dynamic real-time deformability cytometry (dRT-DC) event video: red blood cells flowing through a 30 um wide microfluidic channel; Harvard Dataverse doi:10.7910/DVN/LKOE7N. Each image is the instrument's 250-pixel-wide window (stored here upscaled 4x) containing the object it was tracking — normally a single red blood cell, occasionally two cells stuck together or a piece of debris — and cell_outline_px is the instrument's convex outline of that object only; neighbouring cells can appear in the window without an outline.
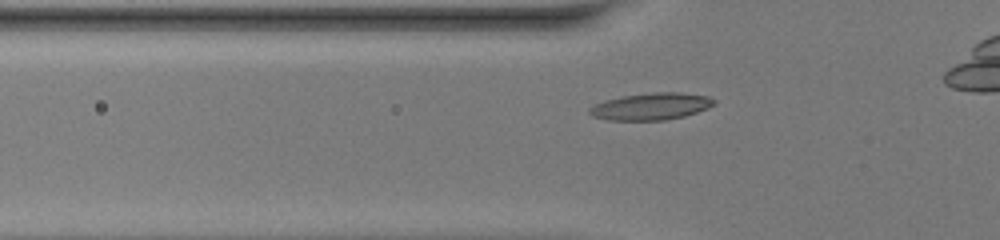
{"species": "common noctule bat (a hibernating species)", "species_latin": "Nyctalus noctula", "temperature_condition": "warm", "stored_images_in_passage": 36, "camera_frame_rate_fps": 3000, "um_per_image_px": 0.085, "animal": {"sex": "female", "body_mass_g": 20.0, "forearm_length_mm": 54.0}, "frame": {"image": 1, "passage_image": 12, "time_ms": 3.667, "image_size_px": [1000, 240], "cell_outline_px": [[716, 104], [708, 108], [684, 116], [664, 120], [608, 120], [592, 116], [588, 112], [588, 108], [604, 100], [620, 96], [652, 92], [680, 92], [708, 96], [716, 100]], "centroid_in_image_um": [55.34, 9.03], "position_along_channel_um": 70.5, "area_um2": 19.71}}
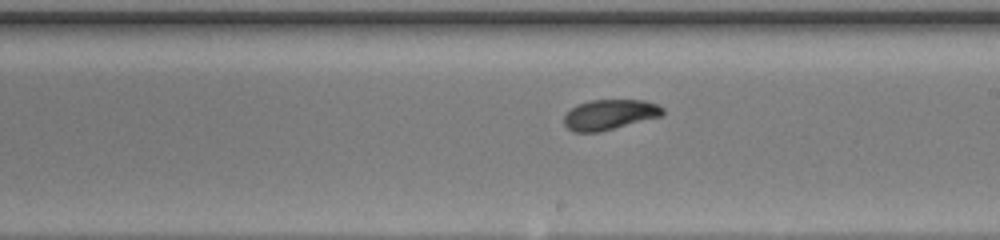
{"frame": {"image": 2, "passage_image": 24, "time_ms": 7.667, "image_size_px": [1000, 240], "cell_outline_px": [[664, 112], [660, 116], [600, 132], [572, 132], [564, 124], [564, 116], [576, 104], [588, 100], [644, 100], [656, 104], [664, 108]], "centroid_in_image_um": [51.79, 9.74], "position_along_channel_um": 237.2, "area_um2": 17.34}}
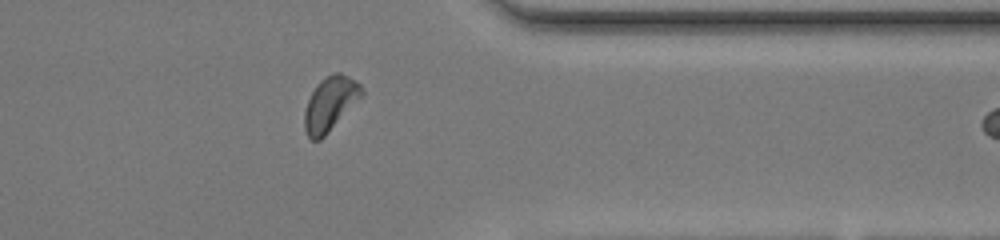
{"frame": {"image": 3, "passage_image": 35, "time_ms": 11.333, "image_size_px": [1000, 240], "cell_outline_px": [[364, 92], [324, 136], [320, 140], [312, 140], [308, 136], [304, 128], [304, 112], [308, 100], [316, 84], [320, 80], [336, 72], [340, 72], [348, 76], [360, 84], [364, 88]], "centroid_in_image_um": [28.03, 8.8], "position_along_channel_um": 383.4, "area_um2": 17.51}}